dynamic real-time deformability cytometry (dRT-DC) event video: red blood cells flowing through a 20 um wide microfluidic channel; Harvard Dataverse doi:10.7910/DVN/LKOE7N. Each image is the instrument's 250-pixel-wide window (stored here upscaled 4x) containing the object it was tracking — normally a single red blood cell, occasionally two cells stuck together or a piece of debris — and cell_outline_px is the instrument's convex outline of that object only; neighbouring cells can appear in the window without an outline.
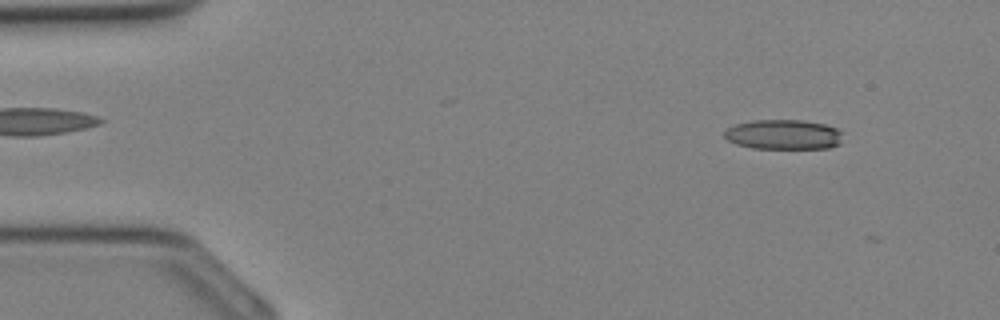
{"species": "Egyptian fruit bat (a non-hibernating species)", "species_latin": "Rousettus aegyptiacus", "temperature_condition": "cold", "stored_images_in_passage": 34, "camera_frame_rate_fps": 3000, "um_per_image_px": 0.085, "animal": {"sex": "female"}, "frame": {"image": 1, "passage_image": 3, "time_ms": 0.667, "image_size_px": [1000, 320], "cell_outline_px": [[840, 144], [828, 148], [752, 148], [736, 144], [728, 140], [724, 136], [724, 132], [728, 128], [736, 124], [752, 120], [804, 120], [824, 124], [836, 128], [840, 132]], "centroid_in_image_um": [66.57, 11.43], "position_along_channel_um": 18.4, "area_um2": 20.46}}
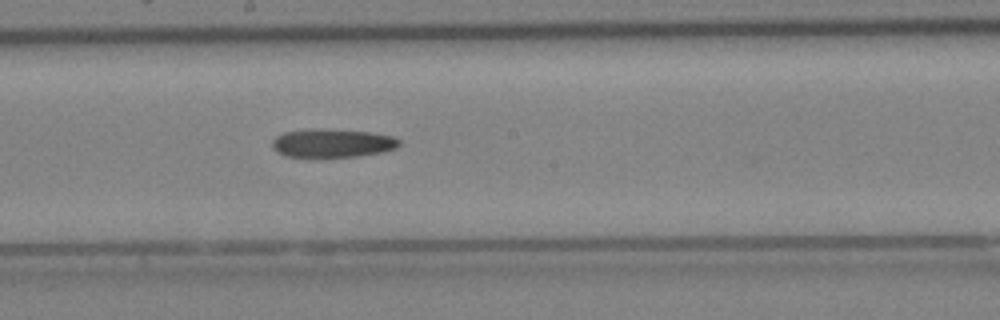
{"frame": {"image": 2, "passage_image": 18, "time_ms": 5.667, "image_size_px": [1000, 320], "cell_outline_px": [[400, 144], [396, 148], [384, 152], [356, 156], [288, 156], [280, 152], [272, 144], [272, 140], [276, 136], [284, 132], [308, 128], [324, 128], [368, 132], [392, 136], [400, 140]], "centroid_in_image_um": [28.28, 12.14], "position_along_channel_um": 219.9, "area_um2": 20.87}}
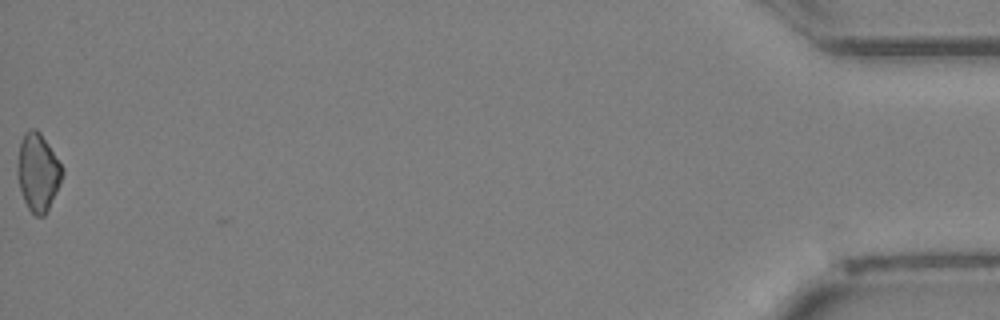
{"frame": {"image": 3, "passage_image": 34, "time_ms": 11.0, "image_size_px": [1000, 320], "cell_outline_px": [[64, 172], [60, 184], [44, 216], [36, 216], [28, 208], [24, 200], [20, 188], [16, 172], [16, 168], [20, 144], [24, 132], [28, 128], [36, 128], [40, 132], [64, 168]], "centroid_in_image_um": [3.22, 14.61], "position_along_channel_um": 432.0, "area_um2": 20.29}}